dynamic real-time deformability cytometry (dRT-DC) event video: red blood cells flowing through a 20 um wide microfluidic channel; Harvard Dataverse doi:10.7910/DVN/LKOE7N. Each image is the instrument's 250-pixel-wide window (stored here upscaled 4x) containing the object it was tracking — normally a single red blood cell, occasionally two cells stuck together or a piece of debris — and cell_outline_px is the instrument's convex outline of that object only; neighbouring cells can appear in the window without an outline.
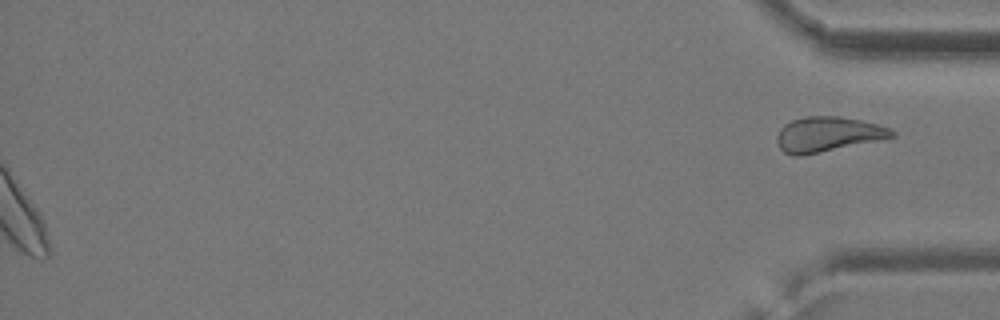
{"species": "common noctule bat (a hibernating species)", "species_latin": "Nyctalus noctula", "temperature_condition": "cold", "stored_images_in_passage": 50, "segment_of_instrument_passage": [2, 2], "camera_frame_rate_fps": 3000, "um_per_image_px": 0.085, "animal": {"sex": "female", "body_mass_g": 24.6, "forearm_length_mm": 56.2}, "frame": {"image": 1, "passage_image": 50, "time_ms": 16.333, "image_size_px": [1000, 320], "cell_outline_px": [[896, 136], [820, 152], [800, 156], [792, 156], [784, 152], [780, 148], [776, 140], [776, 136], [780, 128], [784, 124], [792, 120], [808, 116], [840, 116], [860, 120], [876, 124], [888, 128], [896, 132]], "centroid_in_image_um": [70.31, 11.41], "position_along_channel_um": 364.9, "area_um2": 23.18}}